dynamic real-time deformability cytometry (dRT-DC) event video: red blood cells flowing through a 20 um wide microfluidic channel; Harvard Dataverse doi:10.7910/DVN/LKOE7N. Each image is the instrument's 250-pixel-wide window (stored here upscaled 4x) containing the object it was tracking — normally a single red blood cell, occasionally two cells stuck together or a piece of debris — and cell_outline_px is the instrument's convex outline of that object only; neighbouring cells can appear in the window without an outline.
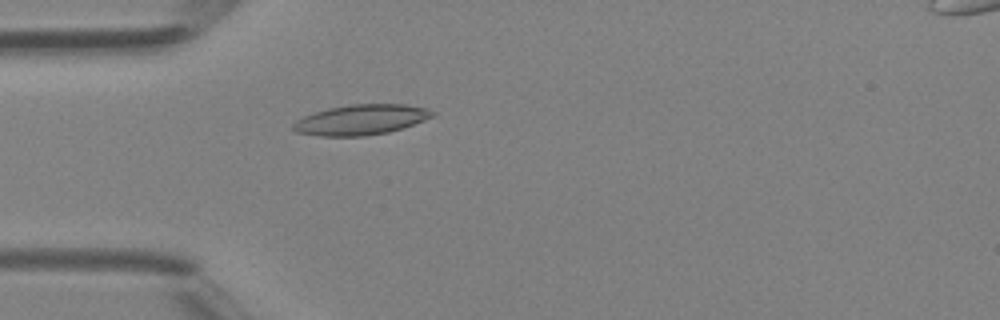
{"species": "Egyptian fruit bat (a non-hibernating species)", "species_latin": "Rousettus aegyptiacus", "temperature_condition": "room temperature", "stored_images_in_passage": 37, "camera_frame_rate_fps": 3000, "um_per_image_px": 0.085, "animal": {"sex": "female"}, "frame": {"image": 1, "passage_image": 7, "time_ms": 2.0, "image_size_px": [1000, 320], "cell_outline_px": [[436, 116], [388, 132], [364, 136], [320, 136], [296, 132], [292, 128], [292, 124], [296, 120], [312, 112], [328, 108], [352, 104], [404, 104], [428, 108], [436, 112]], "centroid_in_image_um": [30.68, 10.17], "position_along_channel_um": 54.3, "area_um2": 24.62}}
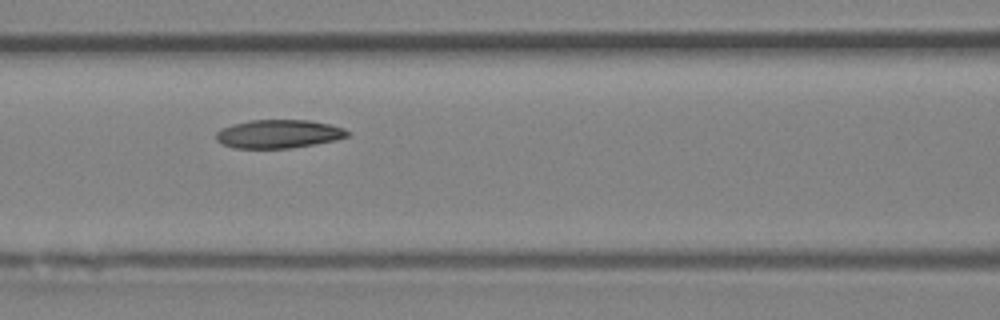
{"frame": {"image": 2, "passage_image": 13, "time_ms": 4.0, "image_size_px": [1000, 320], "cell_outline_px": [[348, 136], [336, 140], [292, 148], [232, 148], [216, 140], [216, 132], [220, 128], [232, 124], [248, 120], [308, 120], [328, 124], [344, 128], [348, 132]], "centroid_in_image_um": [23.64, 11.38], "position_along_channel_um": 143.0, "area_um2": 21.79}}
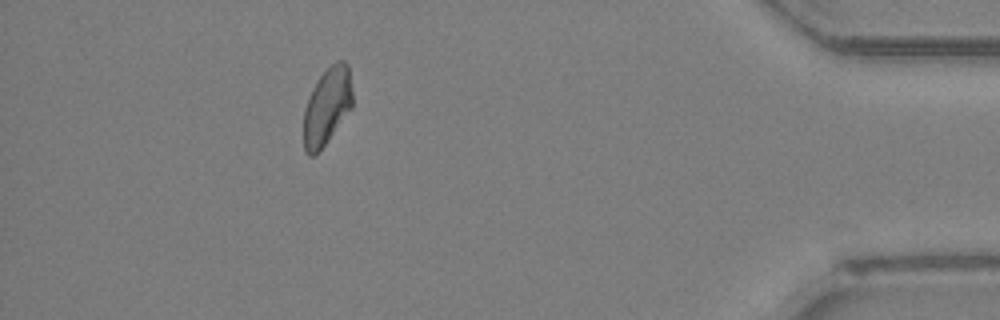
{"frame": {"image": 3, "passage_image": 33, "time_ms": 10.667, "image_size_px": [1000, 320], "cell_outline_px": [[352, 108], [316, 156], [308, 156], [304, 152], [304, 108], [308, 96], [312, 88], [320, 76], [336, 60], [344, 60], [348, 64], [352, 92]], "centroid_in_image_um": [27.79, 9.06], "position_along_channel_um": 407.4, "area_um2": 22.08}}